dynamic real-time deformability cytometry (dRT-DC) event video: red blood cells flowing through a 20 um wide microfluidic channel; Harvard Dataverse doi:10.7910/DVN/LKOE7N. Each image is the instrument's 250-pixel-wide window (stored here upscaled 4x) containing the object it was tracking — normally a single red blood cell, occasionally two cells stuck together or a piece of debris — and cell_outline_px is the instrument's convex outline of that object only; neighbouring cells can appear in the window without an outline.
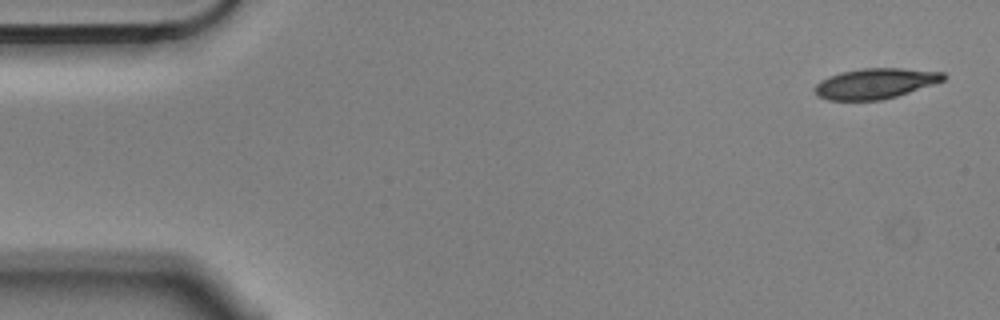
{"species": "Egyptian fruit bat (a non-hibernating species)", "species_latin": "Rousettus aegyptiacus", "temperature_condition": "cold", "stored_images_in_passage": 5, "camera_frame_rate_fps": 3000, "um_per_image_px": 0.085, "animal": {"sex": "male"}, "frame": {"image": 1, "passage_image": 1, "time_ms": 0.0, "image_size_px": [1000, 320], "cell_outline_px": [[944, 80], [896, 96], [880, 100], [828, 100], [816, 96], [812, 88], [820, 80], [840, 72], [860, 68], [900, 68], [944, 72]], "centroid_in_image_um": [74.32, 7.09], "position_along_channel_um": 10.7, "area_um2": 22.72}}
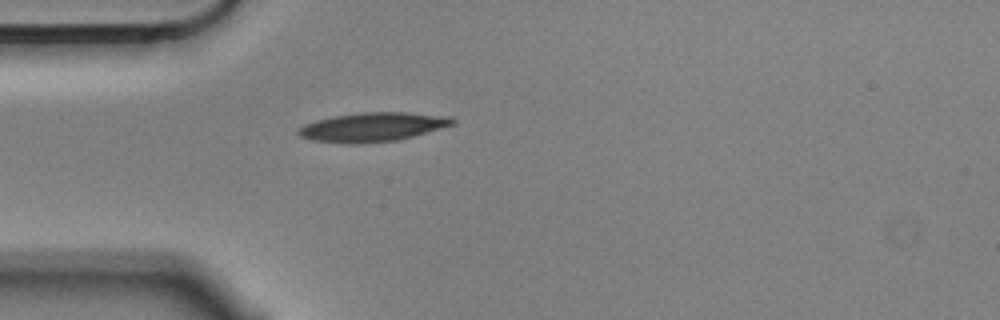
{"frame": {"image": 2, "passage_image": 5, "time_ms": 1.333, "image_size_px": [1000, 320], "cell_outline_px": [[456, 120], [452, 124], [440, 128], [412, 136], [396, 140], [360, 144], [348, 144], [312, 140], [300, 136], [296, 132], [304, 124], [316, 120], [332, 116], [360, 112], [408, 112], [452, 116]], "centroid_in_image_um": [31.65, 10.79], "position_along_channel_um": 53.4, "area_um2": 26.13}}